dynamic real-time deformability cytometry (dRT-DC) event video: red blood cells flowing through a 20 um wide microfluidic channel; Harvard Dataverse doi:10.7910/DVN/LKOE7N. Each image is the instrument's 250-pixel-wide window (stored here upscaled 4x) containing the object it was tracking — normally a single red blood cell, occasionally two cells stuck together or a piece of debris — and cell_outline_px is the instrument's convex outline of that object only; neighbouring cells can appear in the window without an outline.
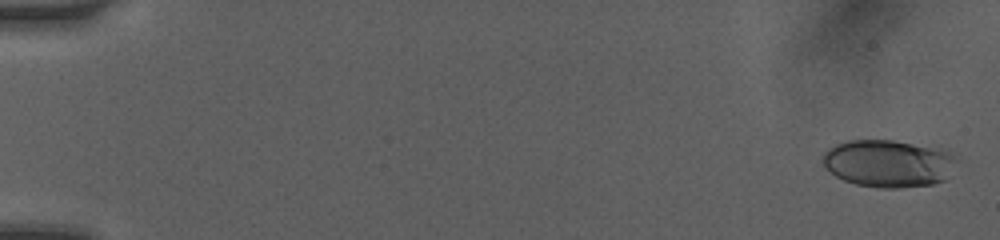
{"species": "human", "species_latin": "Homo sapiens", "temperature_condition": "room temperature", "stored_images_in_passage": 69, "camera_frame_rate_fps": 3000, "um_per_image_px": 0.085, "donor": {"sex": "female"}, "frame": {"image": 1, "passage_image": 3, "time_ms": 0.333, "image_size_px": [1000, 240], "cell_outline_px": [[960, 160], [944, 180], [932, 184], [900, 188], [876, 188], [856, 184], [844, 180], [836, 176], [820, 160], [824, 152], [828, 148], [836, 144], [848, 140], [892, 140], [944, 148], [956, 152]], "centroid_in_image_um": [75.59, 13.87], "position_along_channel_um": 9.4, "area_um2": 37.69}}
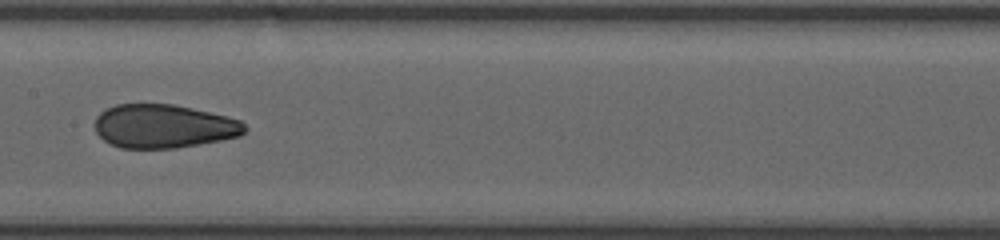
{"frame": {"image": 2, "passage_image": 32, "time_ms": 9.0, "image_size_px": [1000, 240], "cell_outline_px": [[248, 128], [240, 136], [220, 140], [176, 148], [120, 148], [104, 140], [96, 132], [96, 116], [104, 108], [116, 104], [172, 104], [192, 108], [240, 120]], "centroid_in_image_um": [13.89, 10.72], "position_along_channel_um": 193.5, "area_um2": 37.97}}
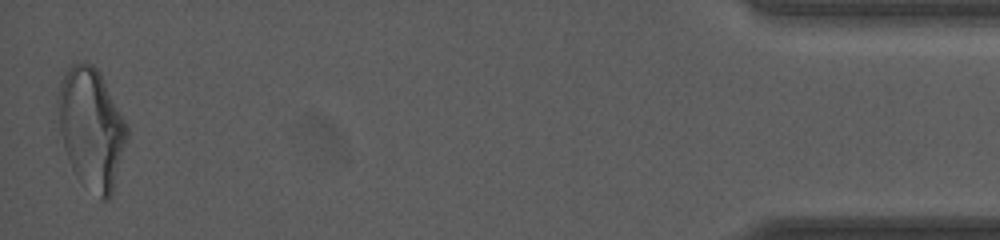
{"frame": {"image": 3, "passage_image": 68, "time_ms": 16.667, "image_size_px": [1000, 240], "cell_outline_px": [[128, 136], [112, 192], [108, 200], [100, 200], [76, 176], [56, 140], [56, 96], [60, 80], [68, 68], [72, 64], [92, 64], [100, 72], [128, 124]], "centroid_in_image_um": [7.68, 10.91], "position_along_channel_um": 427.5, "area_um2": 49.88}, "authors_computed_cell_mechanics": {"area_um2": 38.6682, "velocity_mm_per_s": 4.1069, "shape_relaxation_time_tau1_ms": 7.4667, "shape_relaxation_time_tau2_ms": 1.2677, "deformation_change_tau1": 0.2058, "deformation_change_tau2": 0.0676}}